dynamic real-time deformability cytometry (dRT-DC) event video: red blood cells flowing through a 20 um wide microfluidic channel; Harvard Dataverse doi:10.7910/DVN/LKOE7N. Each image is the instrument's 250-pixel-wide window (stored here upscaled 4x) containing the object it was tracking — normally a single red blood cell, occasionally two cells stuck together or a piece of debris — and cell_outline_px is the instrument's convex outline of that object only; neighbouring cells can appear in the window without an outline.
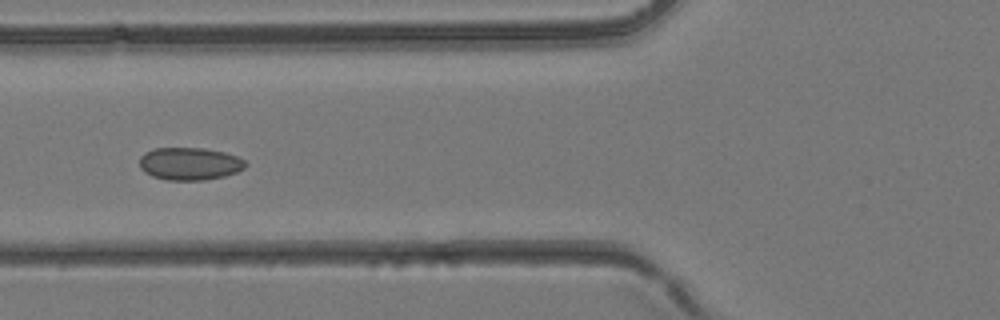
{"species": "common noctule bat (a hibernating species)", "species_latin": "Nyctalus noctula", "temperature_condition": "room temperature", "stored_images_in_passage": 6, "camera_frame_rate_fps": 3000, "um_per_image_px": 0.085, "animal": {"sex": "female", "body_mass_g": 24.6, "forearm_length_mm": 56.2}, "frame": {"image": 1, "passage_image": 5, "time_ms": 1.333, "image_size_px": [1000, 320], "cell_outline_px": [[248, 164], [244, 168], [236, 172], [224, 176], [204, 180], [168, 180], [152, 176], [144, 172], [140, 168], [140, 156], [144, 152], [152, 148], [204, 148], [224, 152], [236, 156], [244, 160]], "centroid_in_image_um": [16.1, 13.91], "position_along_channel_um": 109.7, "area_um2": 20.23}}
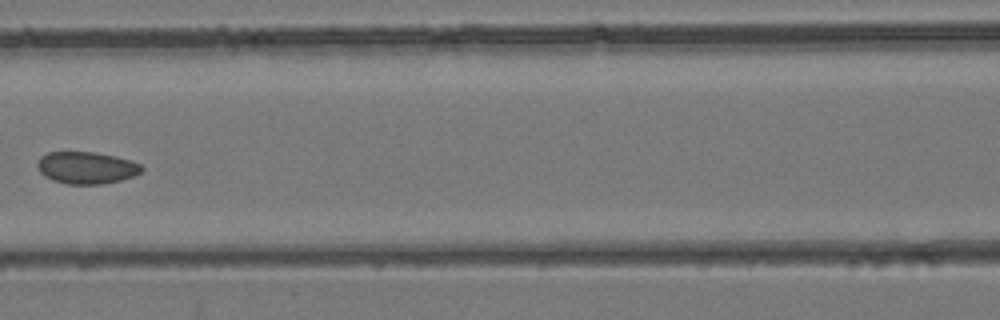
{"frame": {"image": 2, "passage_image": 6, "time_ms": 1.667, "image_size_px": [1000, 320], "cell_outline_px": [[144, 168], [140, 172], [132, 176], [120, 180], [100, 184], [68, 184], [52, 180], [44, 176], [40, 172], [36, 164], [40, 156], [48, 152], [96, 152], [116, 156], [132, 160], [140, 164]], "centroid_in_image_um": [7.33, 14.25], "position_along_channel_um": 159.3, "area_um2": 19.54}}